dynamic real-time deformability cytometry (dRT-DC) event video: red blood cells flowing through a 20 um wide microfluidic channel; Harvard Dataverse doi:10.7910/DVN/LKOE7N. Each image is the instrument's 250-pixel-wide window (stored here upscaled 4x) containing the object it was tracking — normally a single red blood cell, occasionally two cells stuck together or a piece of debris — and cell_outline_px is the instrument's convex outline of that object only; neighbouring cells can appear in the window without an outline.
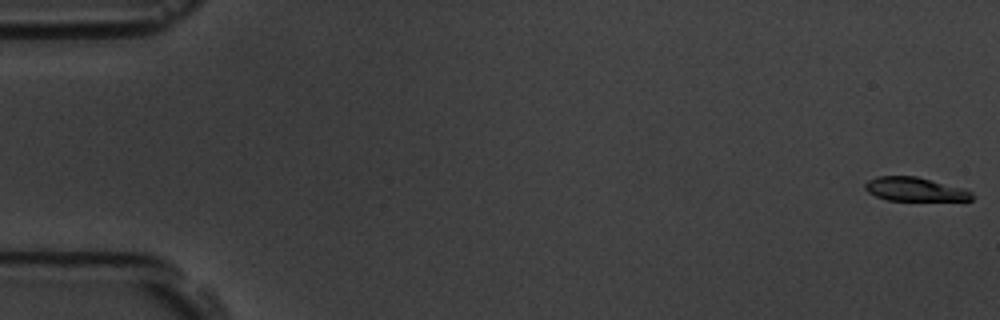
{"species": "common noctule bat (a hibernating species)", "species_latin": "Nyctalus noctula", "temperature_condition": "room temperature", "stored_images_in_passage": 17, "camera_frame_rate_fps": 3000, "um_per_image_px": 0.085, "animal": {"sex": "male", "body_mass_g": 19.5, "forearm_length_mm": 54.6}, "frame": {"image": 1, "passage_image": 1, "time_ms": 0.0, "image_size_px": [1000, 320], "cell_outline_px": [[976, 196], [972, 200], [888, 200], [876, 196], [868, 192], [864, 188], [864, 184], [868, 180], [876, 176], [916, 176], [964, 188], [972, 192]], "centroid_in_image_um": [77.78, 16.08], "position_along_channel_um": 7.2, "area_um2": 14.85}}
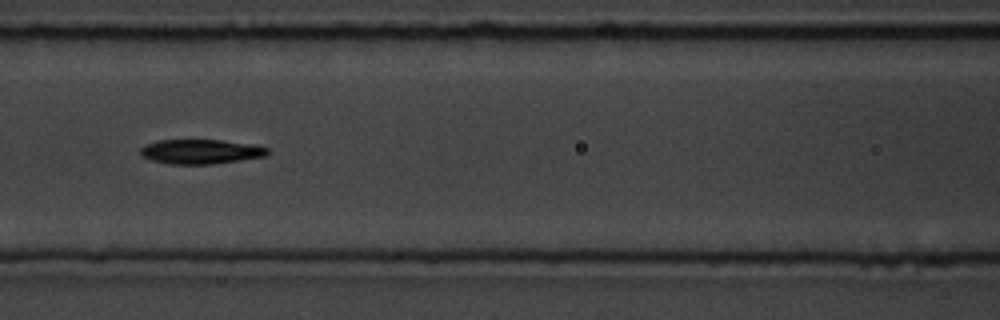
{"frame": {"image": 2, "passage_image": 8, "time_ms": 8.0, "image_size_px": [1000, 320], "cell_outline_px": [[268, 152], [264, 156], [240, 160], [212, 164], [168, 164], [152, 160], [140, 156], [140, 148], [144, 144], [156, 140], [224, 140], [256, 144], [268, 148]], "centroid_in_image_um": [17.03, 12.88], "position_along_channel_um": 149.6, "area_um2": 18.38}}
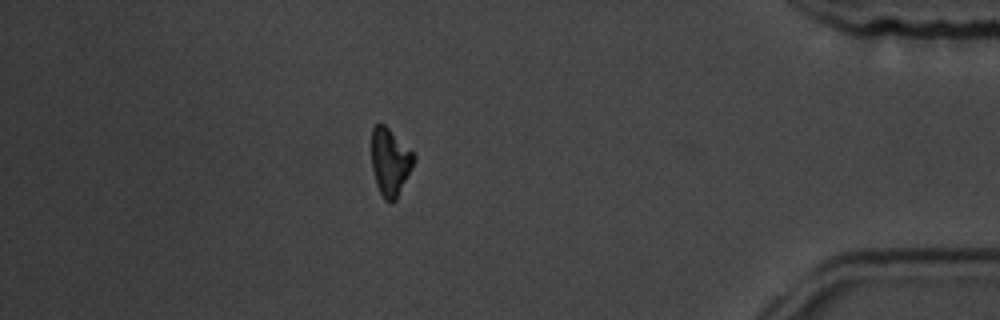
{"frame": {"image": 3, "passage_image": 15, "time_ms": 16.0, "image_size_px": [1000, 320], "cell_outline_px": [[416, 160], [396, 200], [384, 200], [376, 184], [372, 168], [372, 128], [376, 124], [384, 124], [416, 156]], "centroid_in_image_um": [33.16, 13.77], "position_along_channel_um": 402.0, "area_um2": 16.36}, "authors_computed_cell_mechanics": {"area_um2": 17.6868, "velocity_mm_per_s": 3.6875, "shape_relaxation_time_tau1_ms": 3.5843, "shape_relaxation_time_tau2_ms": null, "deformation_change_tau1": 0.12, "deformation_change_tau2": null}}